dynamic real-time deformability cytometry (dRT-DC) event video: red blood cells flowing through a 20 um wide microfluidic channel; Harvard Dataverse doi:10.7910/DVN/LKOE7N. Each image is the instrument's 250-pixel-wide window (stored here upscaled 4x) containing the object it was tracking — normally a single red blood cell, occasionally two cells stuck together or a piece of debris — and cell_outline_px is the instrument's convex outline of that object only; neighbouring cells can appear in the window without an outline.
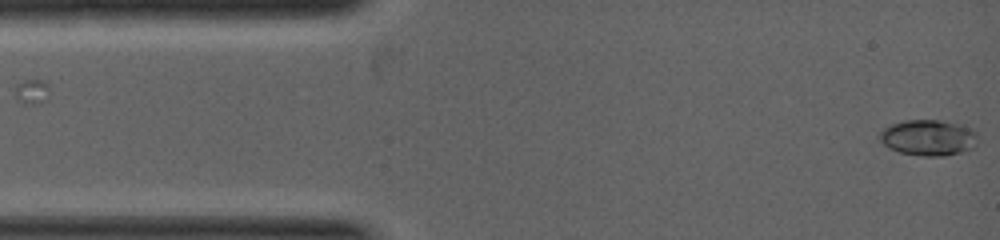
{"species": "common noctule bat (a hibernating species)", "species_latin": "Nyctalus noctula", "temperature_condition": "warm", "stored_images_in_passage": 2, "camera_frame_rate_fps": 5000, "um_per_image_px": 0.085, "animal": {"sex": "female", "body_mass_g": 19.0, "forearm_length_mm": 53.3}, "frame": {"image": 1, "passage_image": 2, "time_ms": 0.4, "image_size_px": [1000, 240], "cell_outline_px": [[976, 144], [972, 148], [960, 152], [944, 156], [924, 156], [900, 152], [888, 148], [880, 140], [880, 132], [884, 128], [892, 124], [904, 120], [940, 120], [972, 128], [976, 132]], "centroid_in_image_um": [78.9, 11.7], "position_along_channel_um": 6.1, "area_um2": 20.35}}